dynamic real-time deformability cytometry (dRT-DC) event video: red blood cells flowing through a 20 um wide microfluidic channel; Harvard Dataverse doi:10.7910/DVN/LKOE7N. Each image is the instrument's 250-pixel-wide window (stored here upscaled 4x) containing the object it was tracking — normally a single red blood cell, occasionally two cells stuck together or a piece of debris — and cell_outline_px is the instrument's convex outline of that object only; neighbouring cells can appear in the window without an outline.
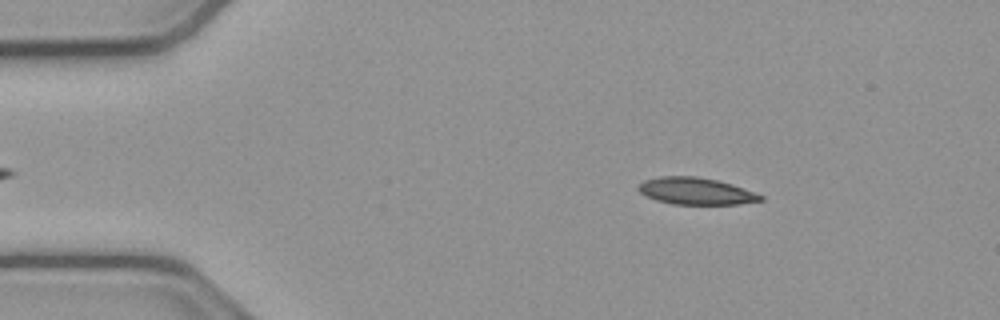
{"species": "common noctule bat (a hibernating species)", "species_latin": "Nyctalus noctula", "temperature_condition": "cold", "stored_images_in_passage": 53, "camera_frame_rate_fps": 3000, "um_per_image_px": 0.085, "animal": {"sex": "male", "body_mass_g": 23.1, "forearm_length_mm": 52.7}, "frame": {"image": 1, "passage_image": 8, "time_ms": 2.333, "image_size_px": [1000, 320], "cell_outline_px": [[764, 200], [740, 204], [672, 204], [656, 200], [640, 192], [636, 188], [644, 180], [660, 176], [696, 176], [716, 180], [732, 184], [764, 196]], "centroid_in_image_um": [59.15, 16.24], "position_along_channel_um": 25.9, "area_um2": 19.07}}
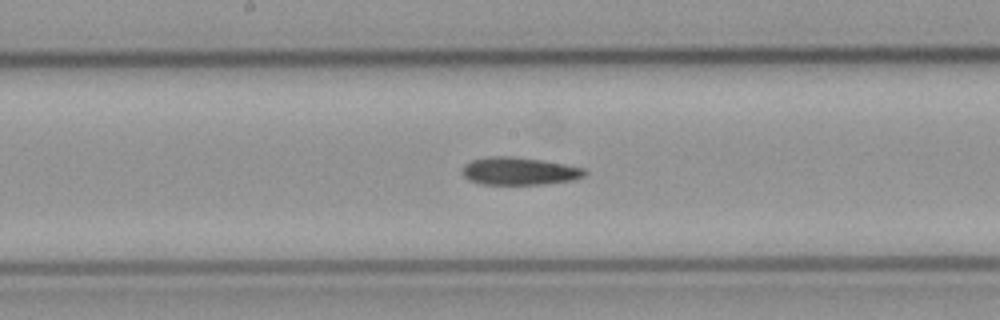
{"frame": {"image": 2, "passage_image": 27, "time_ms": 8.667, "image_size_px": [1000, 320], "cell_outline_px": [[588, 172], [584, 176], [576, 180], [544, 184], [480, 184], [468, 180], [464, 176], [464, 164], [472, 160], [496, 156], [512, 156], [540, 160], [564, 164], [584, 168]], "centroid_in_image_um": [44.18, 14.55], "position_along_channel_um": 204.0, "area_um2": 19.65}}
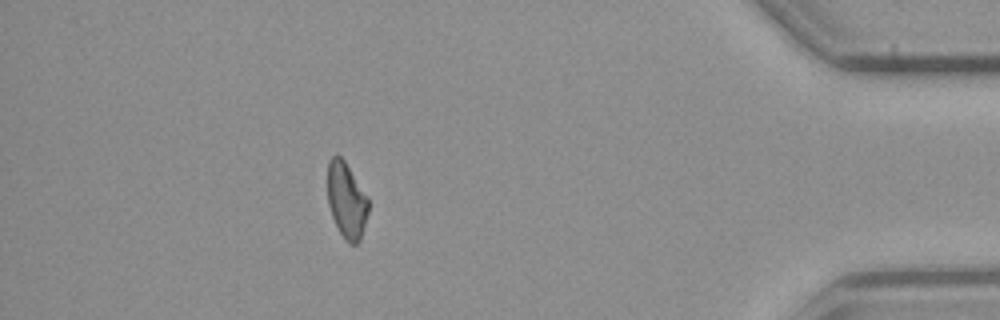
{"frame": {"image": 3, "passage_image": 47, "time_ms": 15.333, "image_size_px": [1000, 320], "cell_outline_px": [[368, 212], [360, 240], [356, 244], [348, 244], [344, 240], [332, 216], [328, 204], [328, 160], [332, 156], [340, 156], [344, 160], [368, 196]], "centroid_in_image_um": [29.46, 17.04], "position_along_channel_um": 405.7, "area_um2": 17.98}}